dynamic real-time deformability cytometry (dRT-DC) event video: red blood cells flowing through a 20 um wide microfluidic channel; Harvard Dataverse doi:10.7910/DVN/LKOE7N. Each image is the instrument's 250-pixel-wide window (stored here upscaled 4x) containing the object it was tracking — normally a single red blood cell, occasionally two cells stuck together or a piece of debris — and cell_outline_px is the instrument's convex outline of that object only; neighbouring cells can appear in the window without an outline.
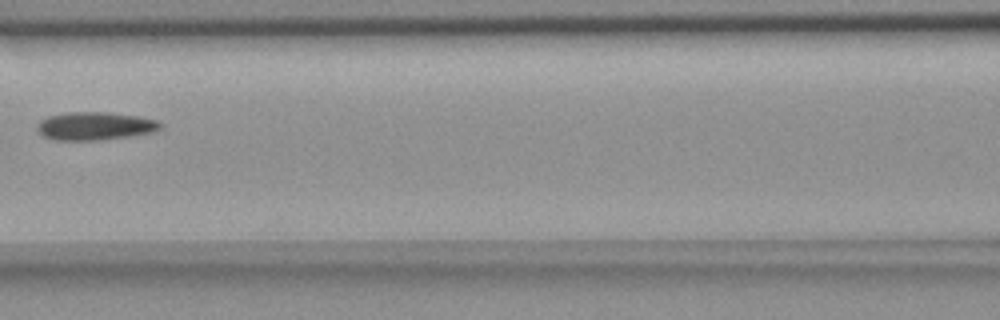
{"species": "common noctule bat (a hibernating species)", "species_latin": "Nyctalus noctula", "temperature_condition": "room temperature", "stored_images_in_passage": 5, "camera_frame_rate_fps": 3000, "um_per_image_px": 0.085, "animal": {"sex": "female", "body_mass_g": 18.4}, "frame": {"image": 1, "passage_image": 4, "time_ms": 3.667, "image_size_px": [1000, 320], "cell_outline_px": [[164, 124], [160, 128], [152, 132], [132, 136], [100, 140], [56, 140], [44, 136], [36, 128], [36, 124], [40, 120], [48, 116], [68, 112], [108, 112], [140, 116], [156, 120]], "centroid_in_image_um": [8.08, 10.7], "position_along_channel_um": 158.5, "area_um2": 20.29}}
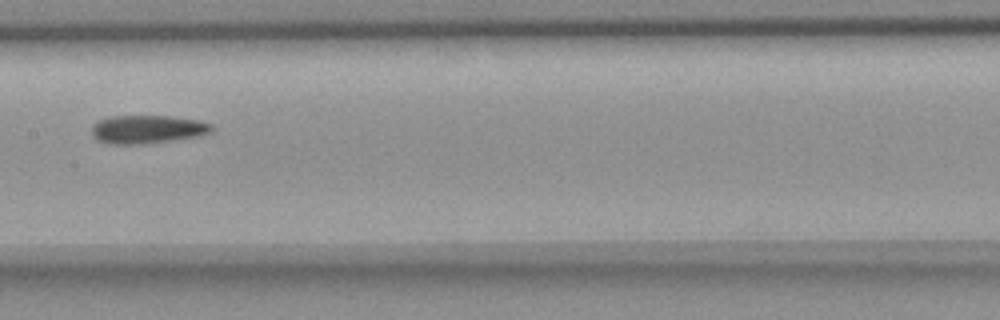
{"frame": {"image": 2, "passage_image": 5, "time_ms": 4.667, "image_size_px": [1000, 320], "cell_outline_px": [[216, 128], [212, 132], [200, 136], [172, 140], [140, 144], [112, 144], [96, 140], [92, 136], [92, 124], [108, 116], [172, 116], [200, 120], [212, 124]], "centroid_in_image_um": [12.56, 10.98], "position_along_channel_um": 194.8, "area_um2": 20.06}}